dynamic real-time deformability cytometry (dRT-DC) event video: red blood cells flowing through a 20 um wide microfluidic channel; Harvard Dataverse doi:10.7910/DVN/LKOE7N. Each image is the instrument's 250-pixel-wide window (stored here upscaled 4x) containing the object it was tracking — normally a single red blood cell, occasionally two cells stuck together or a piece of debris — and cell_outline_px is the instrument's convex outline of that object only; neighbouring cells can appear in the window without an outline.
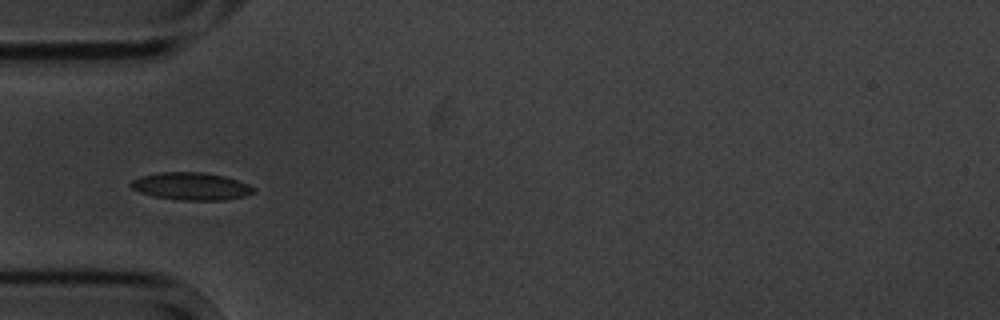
{"species": "common noctule bat (a hibernating species)", "species_latin": "Nyctalus noctula", "temperature_condition": "cold", "stored_images_in_passage": 5, "camera_frame_rate_fps": 3000, "um_per_image_px": 0.085, "animal": {"sex": "male", "body_mass_g": 20.1, "forearm_length_mm": 53.5}, "frame": {"image": 1, "passage_image": 3, "time_ms": 2.333, "image_size_px": [1000, 320], "cell_outline_px": [[252, 192], [244, 196], [224, 200], [176, 200], [152, 196], [140, 192], [132, 188], [128, 184], [132, 180], [140, 176], [160, 172], [200, 172], [224, 176], [248, 184], [252, 188]], "centroid_in_image_um": [16.17, 15.83], "position_along_channel_um": 68.8, "area_um2": 19.54}}
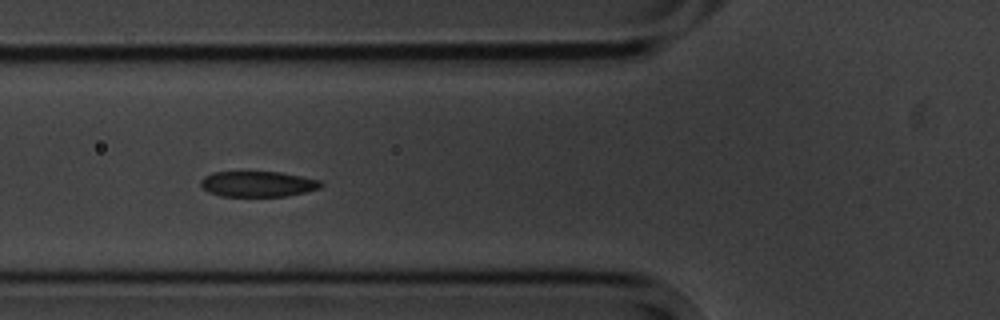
{"frame": {"image": 2, "passage_image": 4, "time_ms": 3.333, "image_size_px": [1000, 320], "cell_outline_px": [[324, 184], [320, 188], [304, 192], [284, 196], [220, 196], [208, 192], [200, 184], [200, 180], [204, 176], [212, 172], [280, 172], [320, 180]], "centroid_in_image_um": [21.89, 15.63], "position_along_channel_um": 103.9, "area_um2": 17.86}}
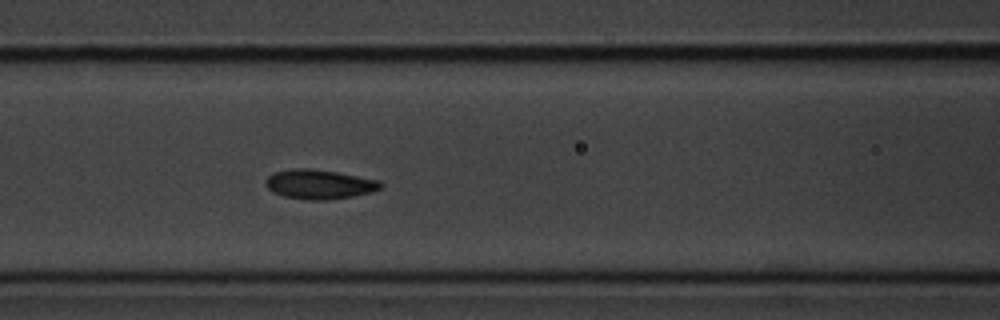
{"frame": {"image": 3, "passage_image": 5, "time_ms": 4.333, "image_size_px": [1000, 320], "cell_outline_px": [[384, 184], [380, 188], [372, 192], [352, 196], [324, 200], [308, 200], [284, 196], [272, 192], [268, 188], [264, 180], [272, 172], [296, 168], [312, 168], [336, 172], [380, 180]], "centroid_in_image_um": [27.13, 15.65], "position_along_channel_um": 139.5, "area_um2": 19.77}}